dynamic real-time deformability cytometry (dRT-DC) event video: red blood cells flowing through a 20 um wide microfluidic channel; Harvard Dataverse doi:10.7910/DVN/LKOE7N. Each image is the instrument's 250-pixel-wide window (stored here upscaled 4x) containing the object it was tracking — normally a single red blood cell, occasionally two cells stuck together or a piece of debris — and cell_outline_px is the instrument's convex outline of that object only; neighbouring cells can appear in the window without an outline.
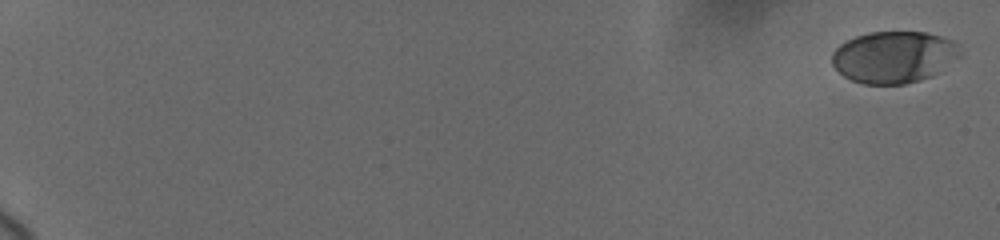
{"species": "human", "species_latin": "Homo sapiens", "temperature_condition": "cold", "stored_images_in_passage": 47, "camera_frame_rate_fps": 3000, "um_per_image_px": 0.085, "donor": {"sex": "female"}, "frame": {"image": 1, "passage_image": 1, "time_ms": 0.0, "image_size_px": [1000, 240], "cell_outline_px": [[964, 56], [932, 76], [920, 80], [904, 84], [864, 84], [852, 80], [844, 76], [832, 64], [832, 52], [840, 44], [856, 36], [868, 32], [924, 32], [940, 36], [952, 40], [956, 44]], "centroid_in_image_um": [76.02, 4.85], "position_along_channel_um": 9.0, "area_um2": 38.84}}
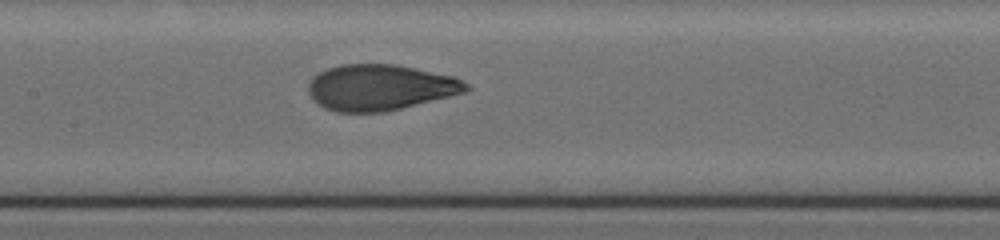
{"frame": {"image": 2, "passage_image": 27, "time_ms": 10.667, "image_size_px": [1000, 240], "cell_outline_px": [[472, 88], [464, 92], [400, 108], [380, 112], [336, 112], [324, 108], [312, 100], [308, 92], [308, 84], [312, 76], [328, 68], [340, 64], [396, 64], [456, 76], [468, 84]], "centroid_in_image_um": [32.28, 7.42], "position_along_channel_um": 175.1, "area_um2": 42.25}}
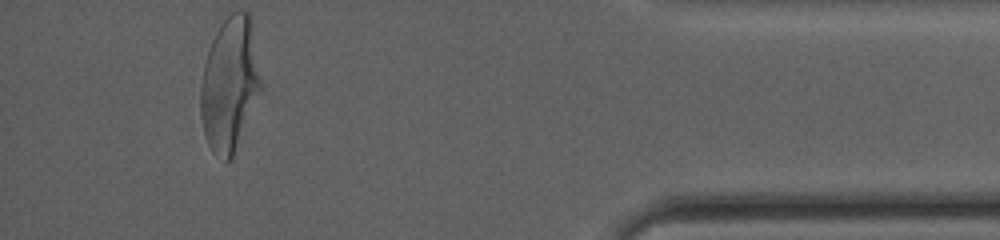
{"frame": {"image": 3, "passage_image": 47, "time_ms": 18.333, "image_size_px": [1000, 240], "cell_outline_px": [[260, 88], [232, 156], [228, 160], [224, 160], [212, 152], [208, 144], [204, 132], [200, 116], [200, 84], [204, 64], [212, 40], [220, 24], [232, 12], [248, 12], [252, 20], [260, 80]], "centroid_in_image_um": [19.48, 7.12], "position_along_channel_um": 415.7, "area_um2": 45.95}, "authors_computed_cell_mechanics": {"area_um2": 41.905, "velocity_mm_per_s": 3.6656, "shape_relaxation_time_tau1_ms": 3.9183, "shape_relaxation_time_tau2_ms": 0.7199, "deformation_change_tau1": 0.1881, "deformation_change_tau2": 0.0656}}